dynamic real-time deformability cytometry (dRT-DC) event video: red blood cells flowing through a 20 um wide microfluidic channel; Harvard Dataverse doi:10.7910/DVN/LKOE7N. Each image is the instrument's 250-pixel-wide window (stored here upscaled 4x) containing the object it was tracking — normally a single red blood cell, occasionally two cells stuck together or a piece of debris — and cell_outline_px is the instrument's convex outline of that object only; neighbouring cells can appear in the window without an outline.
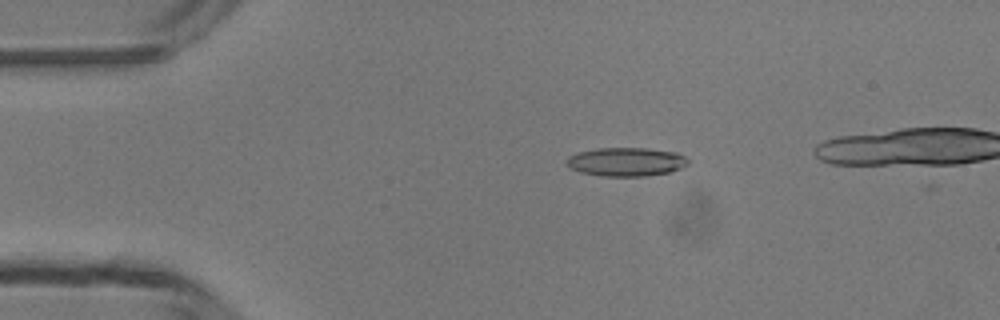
{"species": "common noctule bat (a hibernating species)", "species_latin": "Nyctalus noctula", "temperature_condition": "room temperature", "stored_images_in_passage": 34, "camera_frame_rate_fps": 3000, "um_per_image_px": 0.085, "animal": {"sex": "male", "body_mass_g": 13.3}, "frame": {"image": 1, "passage_image": 10, "time_ms": 3.0, "image_size_px": [1000, 320], "cell_outline_px": [[688, 164], [680, 168], [668, 172], [644, 176], [600, 176], [580, 172], [572, 168], [568, 164], [568, 156], [580, 152], [596, 148], [644, 148], [676, 152], [684, 156], [688, 160]], "centroid_in_image_um": [53.23, 13.75], "position_along_channel_um": 31.8, "area_um2": 20.06}}
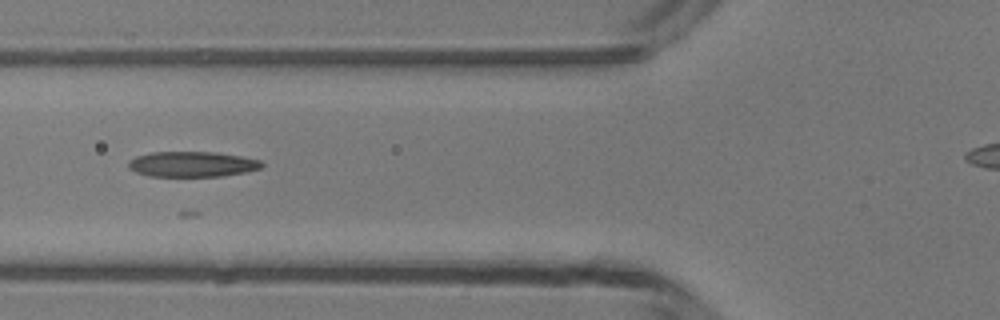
{"frame": {"image": 2, "passage_image": 19, "time_ms": 6.0, "image_size_px": [1000, 320], "cell_outline_px": [[264, 164], [260, 168], [244, 172], [220, 176], [148, 176], [136, 172], [128, 168], [128, 160], [136, 156], [152, 152], [216, 152], [240, 156], [260, 160]], "centroid_in_image_um": [16.29, 13.95], "position_along_channel_um": 109.5, "area_um2": 19.65}}
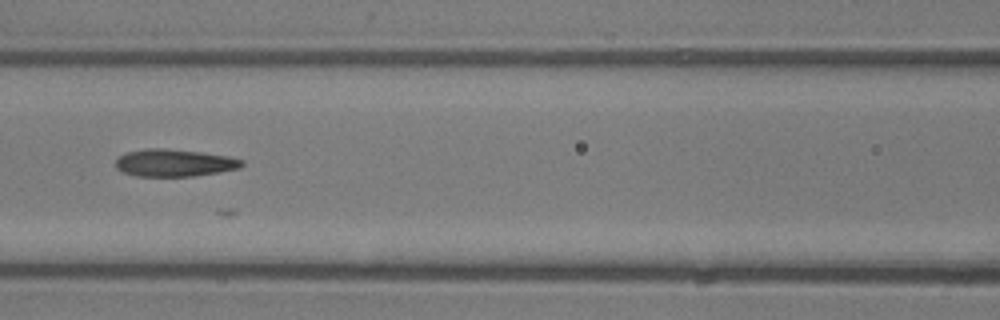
{"frame": {"image": 3, "passage_image": 22, "time_ms": 7.0, "image_size_px": [1000, 320], "cell_outline_px": [[244, 164], [240, 168], [192, 176], [136, 176], [124, 172], [116, 168], [116, 160], [120, 156], [128, 152], [144, 148], [164, 148], [200, 152], [228, 156], [244, 160]], "centroid_in_image_um": [14.82, 13.83], "position_along_channel_um": 151.8, "area_um2": 19.94}}